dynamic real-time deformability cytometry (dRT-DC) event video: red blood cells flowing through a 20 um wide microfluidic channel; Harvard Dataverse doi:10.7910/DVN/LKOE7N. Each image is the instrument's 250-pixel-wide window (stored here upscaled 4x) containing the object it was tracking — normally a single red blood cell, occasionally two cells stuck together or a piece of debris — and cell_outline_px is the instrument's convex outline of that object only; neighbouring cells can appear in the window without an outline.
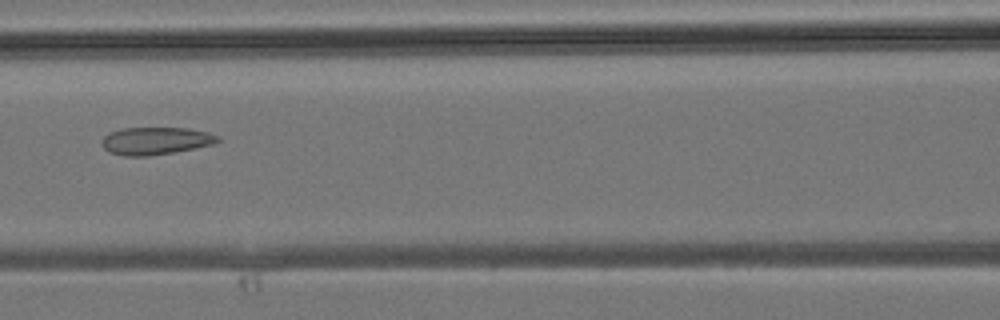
{"species": "common noctule bat (a hibernating species)", "species_latin": "Nyctalus noctula", "temperature_condition": "room temperature", "stored_images_in_passage": 38, "camera_frame_rate_fps": 3000, "um_per_image_px": 0.085, "animal": {"sex": "male", "body_mass_g": 19.2, "forearm_length_mm": 51.8}, "frame": {"image": 1, "passage_image": 17, "time_ms": 5.333, "image_size_px": [1000, 320], "cell_outline_px": [[220, 140], [212, 144], [172, 152], [148, 156], [124, 156], [108, 152], [104, 148], [100, 140], [108, 132], [124, 128], [188, 128], [208, 132], [220, 136]], "centroid_in_image_um": [13.18, 11.96], "position_along_channel_um": 153.4, "area_um2": 18.55}}
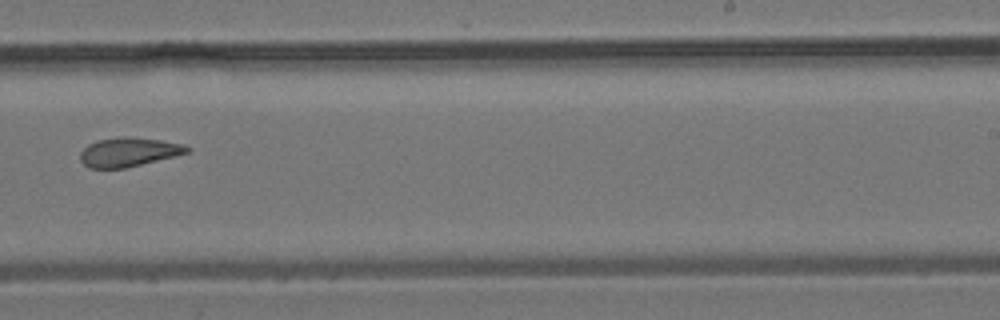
{"frame": {"image": 2, "passage_image": 24, "time_ms": 7.667, "image_size_px": [1000, 320], "cell_outline_px": [[192, 148], [188, 152], [176, 156], [124, 168], [88, 168], [80, 160], [80, 152], [88, 144], [96, 140], [120, 136], [128, 136], [160, 140], [180, 144]], "centroid_in_image_um": [10.9, 12.92], "position_along_channel_um": 278.1, "area_um2": 18.09}}
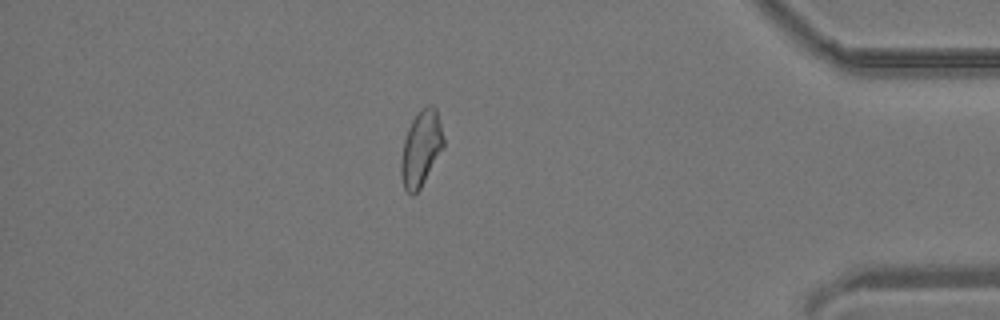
{"frame": {"image": 3, "passage_image": 33, "time_ms": 10.667, "image_size_px": [1000, 320], "cell_outline_px": [[444, 148], [420, 188], [412, 196], [404, 188], [400, 176], [400, 164], [404, 140], [408, 128], [412, 120], [428, 104], [432, 104], [436, 108], [444, 136]], "centroid_in_image_um": [35.79, 12.63], "position_along_channel_um": 399.4, "area_um2": 18.67}}